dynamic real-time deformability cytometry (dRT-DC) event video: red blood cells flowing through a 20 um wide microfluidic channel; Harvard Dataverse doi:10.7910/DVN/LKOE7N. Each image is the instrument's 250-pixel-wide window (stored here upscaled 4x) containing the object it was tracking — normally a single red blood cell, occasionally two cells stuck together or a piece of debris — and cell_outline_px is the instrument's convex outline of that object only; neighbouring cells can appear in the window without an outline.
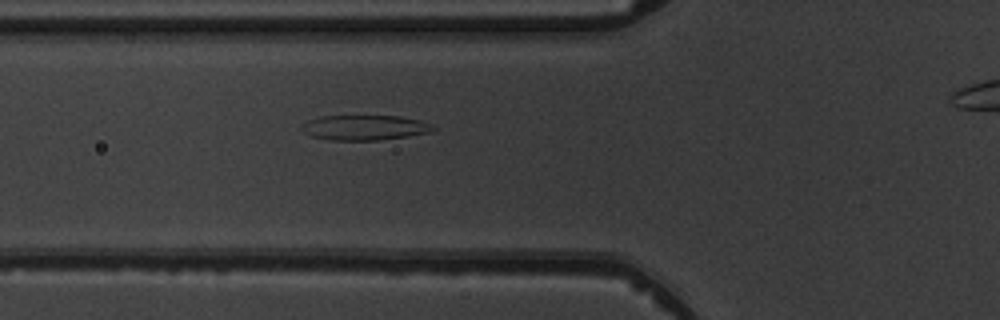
{"species": "common noctule bat (a hibernating species)", "species_latin": "Nyctalus noctula", "temperature_condition": "warm", "stored_images_in_passage": 7, "camera_frame_rate_fps": 3000, "um_per_image_px": 0.085, "animal": {"sex": "male", "body_mass_g": 19.5, "forearm_length_mm": 54.6}, "frame": {"image": 1, "passage_image": 6, "time_ms": 5.667, "image_size_px": [1000, 320], "cell_outline_px": [[436, 128], [428, 132], [408, 136], [380, 140], [328, 140], [312, 136], [304, 132], [300, 128], [308, 120], [320, 116], [400, 116], [420, 120]], "centroid_in_image_um": [30.96, 10.84], "position_along_channel_um": 94.8, "area_um2": 19.02}}